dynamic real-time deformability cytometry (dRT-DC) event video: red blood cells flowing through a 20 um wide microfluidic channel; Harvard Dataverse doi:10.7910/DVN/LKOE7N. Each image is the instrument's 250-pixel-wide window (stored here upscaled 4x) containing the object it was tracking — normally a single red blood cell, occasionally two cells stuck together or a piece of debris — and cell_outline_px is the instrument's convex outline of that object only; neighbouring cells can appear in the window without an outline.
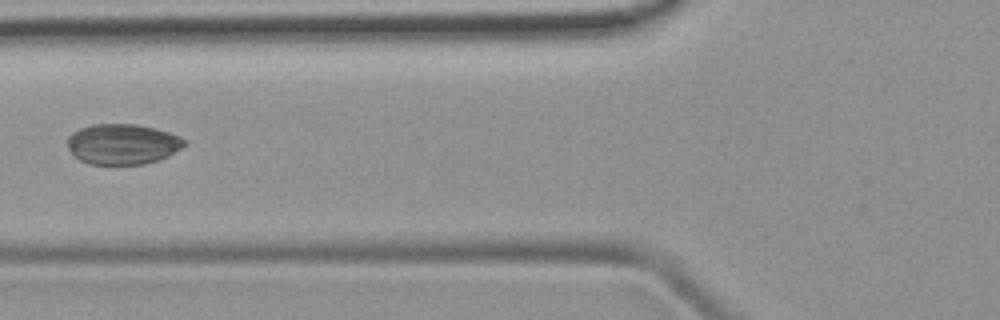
{"species": "common noctule bat (a hibernating species)", "species_latin": "Nyctalus noctula", "temperature_condition": "room temperature", "stored_images_in_passage": 6, "camera_frame_rate_fps": 3000, "um_per_image_px": 0.085, "animal": {"sex": "female", "body_mass_g": 19.9}, "frame": {"image": 1, "passage_image": 4, "time_ms": 4.333, "image_size_px": [1000, 320], "cell_outline_px": [[188, 144], [168, 156], [144, 164], [88, 164], [80, 160], [68, 148], [68, 136], [72, 132], [80, 128], [92, 124], [136, 124], [156, 128], [180, 136], [188, 140]], "centroid_in_image_um": [10.45, 12.24], "position_along_channel_um": 115.4, "area_um2": 27.69}}
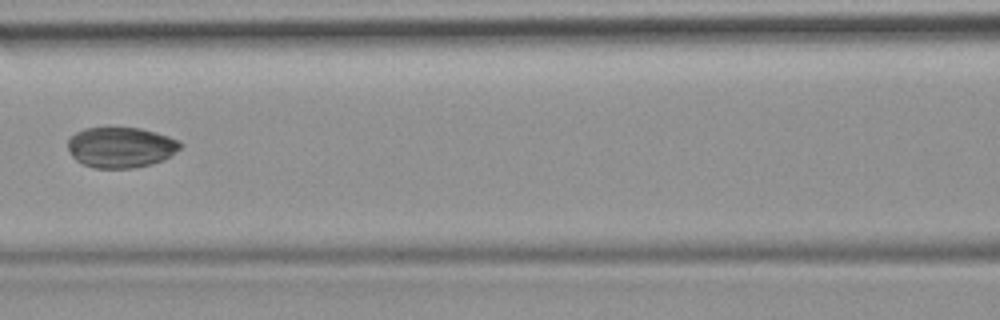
{"frame": {"image": 2, "passage_image": 5, "time_ms": 5.333, "image_size_px": [1000, 320], "cell_outline_px": [[184, 144], [180, 148], [168, 156], [152, 164], [132, 168], [92, 168], [76, 160], [72, 156], [68, 148], [68, 140], [76, 132], [84, 128], [140, 128], [156, 132], [180, 140]], "centroid_in_image_um": [10.27, 12.52], "position_along_channel_um": 156.3, "area_um2": 26.47}}
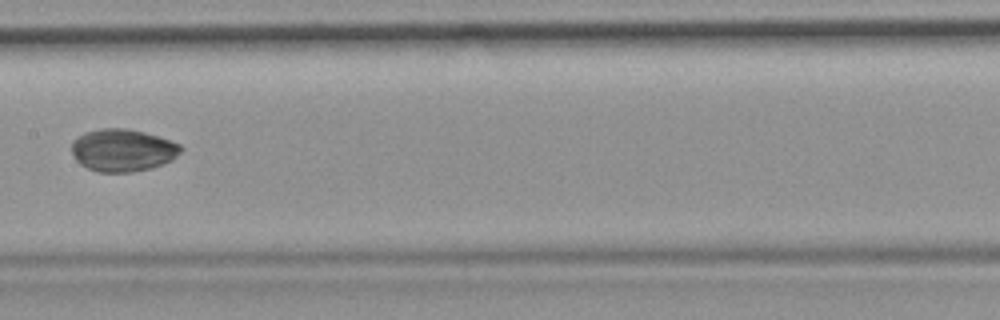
{"frame": {"image": 3, "passage_image": 6, "time_ms": 6.333, "image_size_px": [1000, 320], "cell_outline_px": [[184, 148], [172, 160], [152, 168], [132, 172], [100, 172], [88, 168], [80, 164], [76, 160], [72, 152], [72, 140], [84, 132], [100, 128], [128, 128], [144, 132], [180, 144]], "centroid_in_image_um": [10.41, 12.76], "position_along_channel_um": 197.0, "area_um2": 27.05}}